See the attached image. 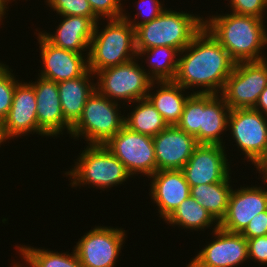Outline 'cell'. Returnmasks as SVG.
I'll return each mask as SVG.
<instances>
[{"label":"cell","mask_w":267,"mask_h":267,"mask_svg":"<svg viewBox=\"0 0 267 267\" xmlns=\"http://www.w3.org/2000/svg\"><path fill=\"white\" fill-rule=\"evenodd\" d=\"M235 63L204 27L179 53L173 81L186 90L192 89V93L221 94ZM195 87L199 90L195 91Z\"/></svg>","instance_id":"obj_1"},{"label":"cell","mask_w":267,"mask_h":267,"mask_svg":"<svg viewBox=\"0 0 267 267\" xmlns=\"http://www.w3.org/2000/svg\"><path fill=\"white\" fill-rule=\"evenodd\" d=\"M226 13L207 16L204 18V27L236 63L266 59L264 54L267 46L266 20L232 12Z\"/></svg>","instance_id":"obj_2"},{"label":"cell","mask_w":267,"mask_h":267,"mask_svg":"<svg viewBox=\"0 0 267 267\" xmlns=\"http://www.w3.org/2000/svg\"><path fill=\"white\" fill-rule=\"evenodd\" d=\"M165 9L157 18L135 28V48L168 46L179 52L204 28V17L193 12Z\"/></svg>","instance_id":"obj_3"},{"label":"cell","mask_w":267,"mask_h":267,"mask_svg":"<svg viewBox=\"0 0 267 267\" xmlns=\"http://www.w3.org/2000/svg\"><path fill=\"white\" fill-rule=\"evenodd\" d=\"M80 150L74 165L64 175L72 188L92 187L101 191L124 185L132 176L104 144H88Z\"/></svg>","instance_id":"obj_4"},{"label":"cell","mask_w":267,"mask_h":267,"mask_svg":"<svg viewBox=\"0 0 267 267\" xmlns=\"http://www.w3.org/2000/svg\"><path fill=\"white\" fill-rule=\"evenodd\" d=\"M100 21L95 25L89 46L88 69L93 74L137 57L135 29L128 21L123 18L108 19L103 29L98 26L104 24Z\"/></svg>","instance_id":"obj_5"},{"label":"cell","mask_w":267,"mask_h":267,"mask_svg":"<svg viewBox=\"0 0 267 267\" xmlns=\"http://www.w3.org/2000/svg\"><path fill=\"white\" fill-rule=\"evenodd\" d=\"M118 103L95 89L88 97L81 117L71 127L69 138L77 141L81 137L86 144H105L124 127L125 115L121 108L125 106Z\"/></svg>","instance_id":"obj_6"},{"label":"cell","mask_w":267,"mask_h":267,"mask_svg":"<svg viewBox=\"0 0 267 267\" xmlns=\"http://www.w3.org/2000/svg\"><path fill=\"white\" fill-rule=\"evenodd\" d=\"M140 60L134 58L126 63L107 67L96 72V90L115 102L132 107L133 102L147 98L153 80L148 76ZM126 102V103H125Z\"/></svg>","instance_id":"obj_7"},{"label":"cell","mask_w":267,"mask_h":267,"mask_svg":"<svg viewBox=\"0 0 267 267\" xmlns=\"http://www.w3.org/2000/svg\"><path fill=\"white\" fill-rule=\"evenodd\" d=\"M267 86V58L235 63L221 92L231 110L254 108Z\"/></svg>","instance_id":"obj_8"},{"label":"cell","mask_w":267,"mask_h":267,"mask_svg":"<svg viewBox=\"0 0 267 267\" xmlns=\"http://www.w3.org/2000/svg\"><path fill=\"white\" fill-rule=\"evenodd\" d=\"M104 145L125 166L132 178L139 174L149 178L156 172L155 147L151 136L124 126Z\"/></svg>","instance_id":"obj_9"},{"label":"cell","mask_w":267,"mask_h":267,"mask_svg":"<svg viewBox=\"0 0 267 267\" xmlns=\"http://www.w3.org/2000/svg\"><path fill=\"white\" fill-rule=\"evenodd\" d=\"M126 235V230L121 227L95 225L72 249L83 267H115Z\"/></svg>","instance_id":"obj_10"},{"label":"cell","mask_w":267,"mask_h":267,"mask_svg":"<svg viewBox=\"0 0 267 267\" xmlns=\"http://www.w3.org/2000/svg\"><path fill=\"white\" fill-rule=\"evenodd\" d=\"M227 130L243 160L253 165L267 146V116L254 108L230 110Z\"/></svg>","instance_id":"obj_11"},{"label":"cell","mask_w":267,"mask_h":267,"mask_svg":"<svg viewBox=\"0 0 267 267\" xmlns=\"http://www.w3.org/2000/svg\"><path fill=\"white\" fill-rule=\"evenodd\" d=\"M213 240L207 242L186 267H237L249 262L247 239L241 233L217 228L210 231Z\"/></svg>","instance_id":"obj_12"},{"label":"cell","mask_w":267,"mask_h":267,"mask_svg":"<svg viewBox=\"0 0 267 267\" xmlns=\"http://www.w3.org/2000/svg\"><path fill=\"white\" fill-rule=\"evenodd\" d=\"M225 149H227L225 146L218 144L196 146L193 154L181 169L190 187L222 182L225 178L231 177L232 162L229 161L230 156L228 150Z\"/></svg>","instance_id":"obj_13"},{"label":"cell","mask_w":267,"mask_h":267,"mask_svg":"<svg viewBox=\"0 0 267 267\" xmlns=\"http://www.w3.org/2000/svg\"><path fill=\"white\" fill-rule=\"evenodd\" d=\"M263 185L240 186L232 189L225 216L219 228L230 233H241L260 212L267 211V179ZM266 188V189H265Z\"/></svg>","instance_id":"obj_14"},{"label":"cell","mask_w":267,"mask_h":267,"mask_svg":"<svg viewBox=\"0 0 267 267\" xmlns=\"http://www.w3.org/2000/svg\"><path fill=\"white\" fill-rule=\"evenodd\" d=\"M39 50L41 56V69L38 76L59 83L83 76L88 69V55L75 53L51 44L39 30Z\"/></svg>","instance_id":"obj_15"},{"label":"cell","mask_w":267,"mask_h":267,"mask_svg":"<svg viewBox=\"0 0 267 267\" xmlns=\"http://www.w3.org/2000/svg\"><path fill=\"white\" fill-rule=\"evenodd\" d=\"M30 83L36 96L38 135L57 139L64 131L70 134L72 126L64 119L57 83L39 76Z\"/></svg>","instance_id":"obj_16"},{"label":"cell","mask_w":267,"mask_h":267,"mask_svg":"<svg viewBox=\"0 0 267 267\" xmlns=\"http://www.w3.org/2000/svg\"><path fill=\"white\" fill-rule=\"evenodd\" d=\"M152 139L155 147L156 171L181 170L198 145L193 135L176 125L167 126Z\"/></svg>","instance_id":"obj_17"},{"label":"cell","mask_w":267,"mask_h":267,"mask_svg":"<svg viewBox=\"0 0 267 267\" xmlns=\"http://www.w3.org/2000/svg\"><path fill=\"white\" fill-rule=\"evenodd\" d=\"M37 104L34 86L29 82L19 81L14 90V97L7 117L3 120L6 137L14 140L18 137L38 134Z\"/></svg>","instance_id":"obj_18"},{"label":"cell","mask_w":267,"mask_h":267,"mask_svg":"<svg viewBox=\"0 0 267 267\" xmlns=\"http://www.w3.org/2000/svg\"><path fill=\"white\" fill-rule=\"evenodd\" d=\"M149 196L156 204L159 217L165 221L190 197V186L182 170H160L149 177Z\"/></svg>","instance_id":"obj_19"},{"label":"cell","mask_w":267,"mask_h":267,"mask_svg":"<svg viewBox=\"0 0 267 267\" xmlns=\"http://www.w3.org/2000/svg\"><path fill=\"white\" fill-rule=\"evenodd\" d=\"M60 17V23L55 28L56 31L40 30L39 32L57 47L88 55L96 23L91 18L83 16Z\"/></svg>","instance_id":"obj_20"},{"label":"cell","mask_w":267,"mask_h":267,"mask_svg":"<svg viewBox=\"0 0 267 267\" xmlns=\"http://www.w3.org/2000/svg\"><path fill=\"white\" fill-rule=\"evenodd\" d=\"M230 110L220 94H201L200 144L225 146Z\"/></svg>","instance_id":"obj_21"},{"label":"cell","mask_w":267,"mask_h":267,"mask_svg":"<svg viewBox=\"0 0 267 267\" xmlns=\"http://www.w3.org/2000/svg\"><path fill=\"white\" fill-rule=\"evenodd\" d=\"M186 91L174 81H153L147 98L161 114L165 123L172 126L179 123L186 101L193 94Z\"/></svg>","instance_id":"obj_22"},{"label":"cell","mask_w":267,"mask_h":267,"mask_svg":"<svg viewBox=\"0 0 267 267\" xmlns=\"http://www.w3.org/2000/svg\"><path fill=\"white\" fill-rule=\"evenodd\" d=\"M94 80L95 75L88 70L83 76L57 83L63 116L71 126L81 117L88 97L96 89Z\"/></svg>","instance_id":"obj_23"},{"label":"cell","mask_w":267,"mask_h":267,"mask_svg":"<svg viewBox=\"0 0 267 267\" xmlns=\"http://www.w3.org/2000/svg\"><path fill=\"white\" fill-rule=\"evenodd\" d=\"M136 52L137 58L139 60L142 59L141 62L147 64L149 69L146 68L145 71L153 81L174 80L180 53L176 48L159 46L145 50H136Z\"/></svg>","instance_id":"obj_24"},{"label":"cell","mask_w":267,"mask_h":267,"mask_svg":"<svg viewBox=\"0 0 267 267\" xmlns=\"http://www.w3.org/2000/svg\"><path fill=\"white\" fill-rule=\"evenodd\" d=\"M169 226H177L182 229L204 231L208 228H219V222L193 197H188L178 208L165 220Z\"/></svg>","instance_id":"obj_25"},{"label":"cell","mask_w":267,"mask_h":267,"mask_svg":"<svg viewBox=\"0 0 267 267\" xmlns=\"http://www.w3.org/2000/svg\"><path fill=\"white\" fill-rule=\"evenodd\" d=\"M232 177L222 182L203 184L190 187V196L205 208L218 222L227 211L230 194L232 192Z\"/></svg>","instance_id":"obj_26"},{"label":"cell","mask_w":267,"mask_h":267,"mask_svg":"<svg viewBox=\"0 0 267 267\" xmlns=\"http://www.w3.org/2000/svg\"><path fill=\"white\" fill-rule=\"evenodd\" d=\"M133 103L132 111L124 120V126L131 131L154 137L168 126L148 98Z\"/></svg>","instance_id":"obj_27"},{"label":"cell","mask_w":267,"mask_h":267,"mask_svg":"<svg viewBox=\"0 0 267 267\" xmlns=\"http://www.w3.org/2000/svg\"><path fill=\"white\" fill-rule=\"evenodd\" d=\"M17 251L26 257L35 267H83L74 249L70 253L58 252L41 247L16 245Z\"/></svg>","instance_id":"obj_28"},{"label":"cell","mask_w":267,"mask_h":267,"mask_svg":"<svg viewBox=\"0 0 267 267\" xmlns=\"http://www.w3.org/2000/svg\"><path fill=\"white\" fill-rule=\"evenodd\" d=\"M201 93H193L186 101L179 123V129L196 138L200 144Z\"/></svg>","instance_id":"obj_29"},{"label":"cell","mask_w":267,"mask_h":267,"mask_svg":"<svg viewBox=\"0 0 267 267\" xmlns=\"http://www.w3.org/2000/svg\"><path fill=\"white\" fill-rule=\"evenodd\" d=\"M45 4L58 16H83L91 18L95 23L100 20L94 14L88 0H46Z\"/></svg>","instance_id":"obj_30"},{"label":"cell","mask_w":267,"mask_h":267,"mask_svg":"<svg viewBox=\"0 0 267 267\" xmlns=\"http://www.w3.org/2000/svg\"><path fill=\"white\" fill-rule=\"evenodd\" d=\"M9 65L0 61V119L4 120L11 108L16 84L20 81ZM18 79V80H17Z\"/></svg>","instance_id":"obj_31"},{"label":"cell","mask_w":267,"mask_h":267,"mask_svg":"<svg viewBox=\"0 0 267 267\" xmlns=\"http://www.w3.org/2000/svg\"><path fill=\"white\" fill-rule=\"evenodd\" d=\"M135 3L137 4V13L133 18L128 11H126V8L123 10L122 15V18L125 21H128L134 29L143 23L154 20L167 8L165 7L164 2H161L160 0H138Z\"/></svg>","instance_id":"obj_32"},{"label":"cell","mask_w":267,"mask_h":267,"mask_svg":"<svg viewBox=\"0 0 267 267\" xmlns=\"http://www.w3.org/2000/svg\"><path fill=\"white\" fill-rule=\"evenodd\" d=\"M230 12L266 19L267 0H227Z\"/></svg>","instance_id":"obj_33"},{"label":"cell","mask_w":267,"mask_h":267,"mask_svg":"<svg viewBox=\"0 0 267 267\" xmlns=\"http://www.w3.org/2000/svg\"><path fill=\"white\" fill-rule=\"evenodd\" d=\"M125 0H88L94 14L100 19H119L123 15ZM122 2V3H121Z\"/></svg>","instance_id":"obj_34"},{"label":"cell","mask_w":267,"mask_h":267,"mask_svg":"<svg viewBox=\"0 0 267 267\" xmlns=\"http://www.w3.org/2000/svg\"><path fill=\"white\" fill-rule=\"evenodd\" d=\"M249 263H258L260 265H267V235L247 239Z\"/></svg>","instance_id":"obj_35"},{"label":"cell","mask_w":267,"mask_h":267,"mask_svg":"<svg viewBox=\"0 0 267 267\" xmlns=\"http://www.w3.org/2000/svg\"><path fill=\"white\" fill-rule=\"evenodd\" d=\"M246 239L267 235V211L260 212L241 232Z\"/></svg>","instance_id":"obj_36"},{"label":"cell","mask_w":267,"mask_h":267,"mask_svg":"<svg viewBox=\"0 0 267 267\" xmlns=\"http://www.w3.org/2000/svg\"><path fill=\"white\" fill-rule=\"evenodd\" d=\"M253 166L256 168V174L259 173L261 179L262 178L267 179V146L264 153L253 164Z\"/></svg>","instance_id":"obj_37"},{"label":"cell","mask_w":267,"mask_h":267,"mask_svg":"<svg viewBox=\"0 0 267 267\" xmlns=\"http://www.w3.org/2000/svg\"><path fill=\"white\" fill-rule=\"evenodd\" d=\"M254 109L267 116V86L261 92L259 100L255 105Z\"/></svg>","instance_id":"obj_38"},{"label":"cell","mask_w":267,"mask_h":267,"mask_svg":"<svg viewBox=\"0 0 267 267\" xmlns=\"http://www.w3.org/2000/svg\"><path fill=\"white\" fill-rule=\"evenodd\" d=\"M13 1L16 2V0H0V26L3 23V19H5L7 16H5L6 14L8 15V11L7 9H9V4L12 3ZM5 16V17H4ZM4 17V18H3ZM2 22V23H1Z\"/></svg>","instance_id":"obj_39"},{"label":"cell","mask_w":267,"mask_h":267,"mask_svg":"<svg viewBox=\"0 0 267 267\" xmlns=\"http://www.w3.org/2000/svg\"><path fill=\"white\" fill-rule=\"evenodd\" d=\"M18 253H19V257L21 256L22 257V260H21V262L23 263V261H24V263L22 264V263H20V261H18V262H16V261H14L13 263H12V267H35L34 265H32V263L26 258V257H24L19 251H18ZM24 264H25V266H24Z\"/></svg>","instance_id":"obj_40"},{"label":"cell","mask_w":267,"mask_h":267,"mask_svg":"<svg viewBox=\"0 0 267 267\" xmlns=\"http://www.w3.org/2000/svg\"><path fill=\"white\" fill-rule=\"evenodd\" d=\"M6 140L9 143L8 138L6 137V135L4 133L3 120L0 119V147H1V145L4 146V143H6Z\"/></svg>","instance_id":"obj_41"}]
</instances>
